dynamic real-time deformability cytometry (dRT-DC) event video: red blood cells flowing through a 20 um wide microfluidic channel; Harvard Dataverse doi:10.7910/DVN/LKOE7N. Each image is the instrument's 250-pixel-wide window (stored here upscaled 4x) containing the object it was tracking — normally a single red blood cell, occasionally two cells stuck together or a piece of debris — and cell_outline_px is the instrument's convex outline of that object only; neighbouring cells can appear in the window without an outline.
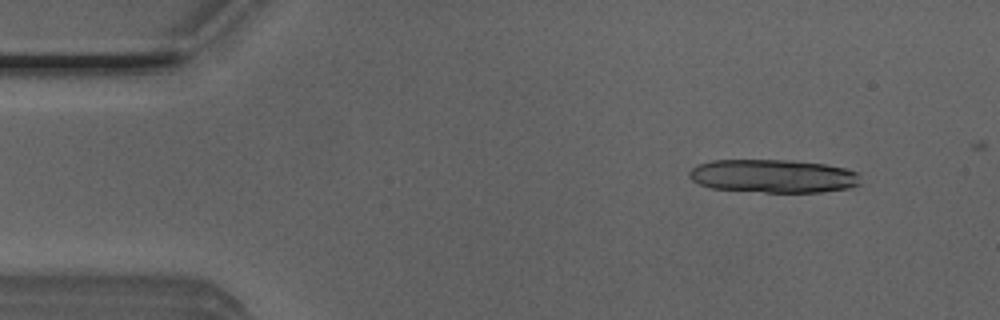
{"species": "Egyptian fruit bat (a non-hibernating species)", "species_latin": "Rousettus aegyptiacus", "temperature_condition": "room temperature", "stored_images_in_passage": 16, "camera_frame_rate_fps": 3000, "um_per_image_px": 0.085, "animal": {"sex": "male"}, "frame": {"image": 1, "passage_image": 5, "time_ms": 1.333, "image_size_px": [1000, 320], "cell_outline_px": [[860, 184], [848, 188], [820, 192], [764, 192], [712, 188], [700, 184], [692, 180], [688, 176], [688, 172], [696, 164], [712, 160], [788, 160], [824, 164], [844, 168], [856, 172], [860, 176]], "centroid_in_image_um": [65.69, 14.96], "position_along_channel_um": 19.3, "area_um2": 33.23}}